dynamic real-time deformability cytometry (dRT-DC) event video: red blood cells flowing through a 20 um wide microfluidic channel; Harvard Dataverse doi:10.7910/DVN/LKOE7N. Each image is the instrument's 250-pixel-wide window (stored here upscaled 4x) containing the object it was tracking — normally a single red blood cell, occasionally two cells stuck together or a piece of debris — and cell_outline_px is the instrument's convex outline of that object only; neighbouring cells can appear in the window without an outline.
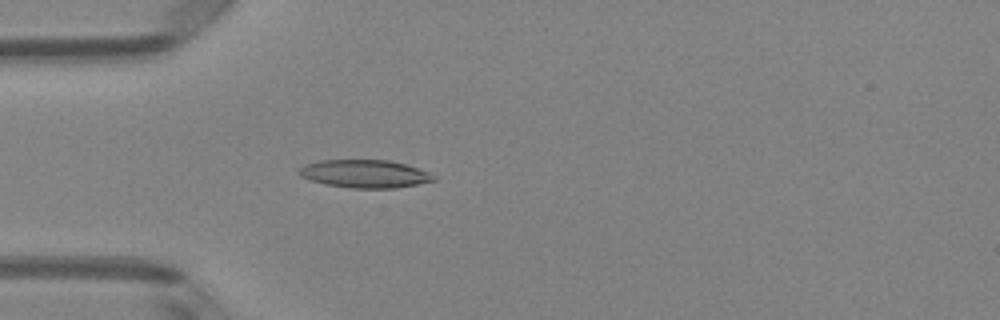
{"species": "Egyptian fruit bat (a non-hibernating species)", "species_latin": "Rousettus aegyptiacus", "temperature_condition": "room temperature", "stored_images_in_passage": 36, "camera_frame_rate_fps": 3000, "um_per_image_px": 0.085, "animal": {"sex": "female"}, "frame": {"image": 1, "passage_image": 5, "time_ms": 1.333, "image_size_px": [1000, 320], "cell_outline_px": [[436, 180], [396, 188], [352, 188], [328, 184], [312, 180], [300, 176], [300, 168], [304, 164], [320, 160], [388, 160], [404, 164], [428, 172]], "centroid_in_image_um": [30.98, 14.77], "position_along_channel_um": 54.0, "area_um2": 21.5}}
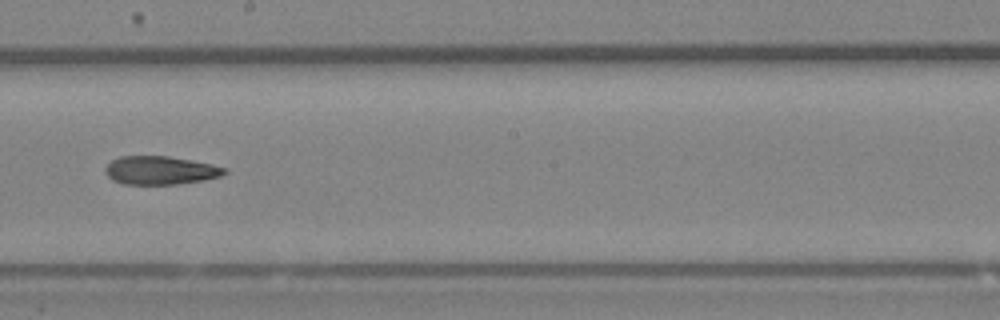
{"frame": {"image": 2, "passage_image": 19, "time_ms": 6.0, "image_size_px": [1000, 320], "cell_outline_px": [[228, 172], [220, 176], [204, 180], [176, 184], [124, 184], [112, 180], [104, 172], [104, 168], [112, 160], [120, 156], [168, 156], [212, 164], [228, 168]], "centroid_in_image_um": [13.63, 14.48], "position_along_channel_um": 234.6, "area_um2": 19.77}}
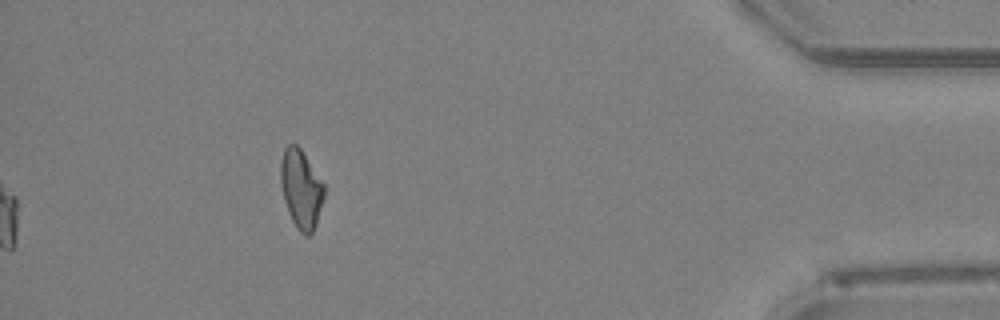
{"frame": {"image": 3, "passage_image": 36, "time_ms": 11.667, "image_size_px": [1000, 320], "cell_outline_px": [[324, 196], [316, 224], [312, 232], [308, 236], [304, 236], [296, 228], [288, 212], [284, 200], [280, 184], [280, 160], [284, 148], [288, 144], [296, 144], [300, 148], [324, 184]], "centroid_in_image_um": [25.56, 16.06], "position_along_channel_um": 409.6, "area_um2": 19.94}}